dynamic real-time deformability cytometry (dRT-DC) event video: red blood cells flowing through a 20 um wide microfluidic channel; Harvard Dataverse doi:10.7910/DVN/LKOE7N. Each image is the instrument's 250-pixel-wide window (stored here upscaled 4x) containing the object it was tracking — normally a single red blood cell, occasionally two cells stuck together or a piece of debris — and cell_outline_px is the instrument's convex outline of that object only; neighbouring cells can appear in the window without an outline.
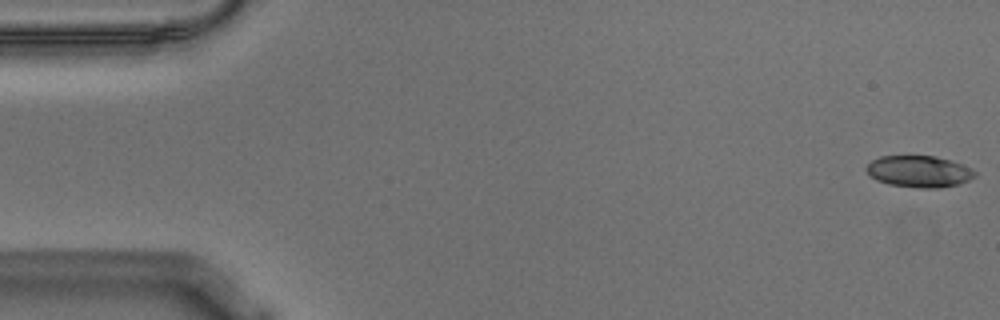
{"species": "Egyptian fruit bat (a non-hibernating species)", "species_latin": "Rousettus aegyptiacus", "temperature_condition": "warm", "stored_images_in_passage": 56, "camera_frame_rate_fps": 3000, "um_per_image_px": 0.085, "animal": {"sex": "male"}, "frame": {"image": 1, "passage_image": 1, "time_ms": 0.0, "image_size_px": [1000, 320], "cell_outline_px": [[976, 176], [968, 180], [956, 184], [936, 188], [920, 188], [888, 184], [876, 180], [864, 168], [872, 160], [880, 156], [936, 156], [952, 160], [972, 168], [976, 172]], "centroid_in_image_um": [78.12, 14.56], "position_along_channel_um": 6.9, "area_um2": 19.94}}
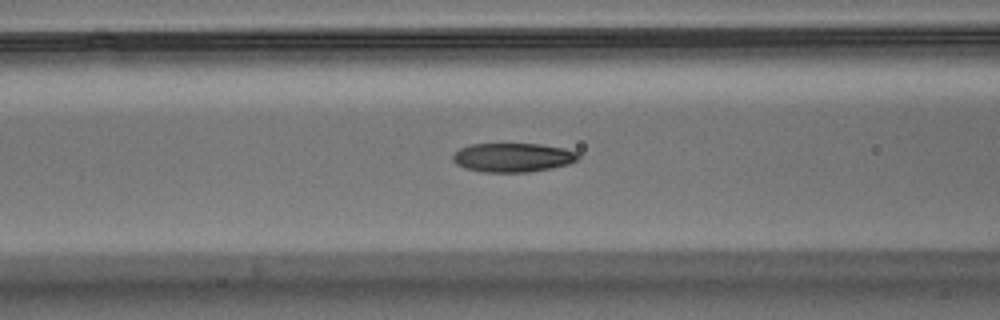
{"frame": {"image": 2, "passage_image": 22, "time_ms": 7.0, "image_size_px": [1000, 320], "cell_outline_px": [[580, 156], [576, 160], [568, 164], [552, 168], [528, 172], [484, 172], [464, 168], [456, 164], [452, 160], [452, 152], [460, 148], [472, 144], [540, 144], [564, 148], [576, 152]], "centroid_in_image_um": [43.55, 13.38], "position_along_channel_um": 123.1, "area_um2": 21.27}}
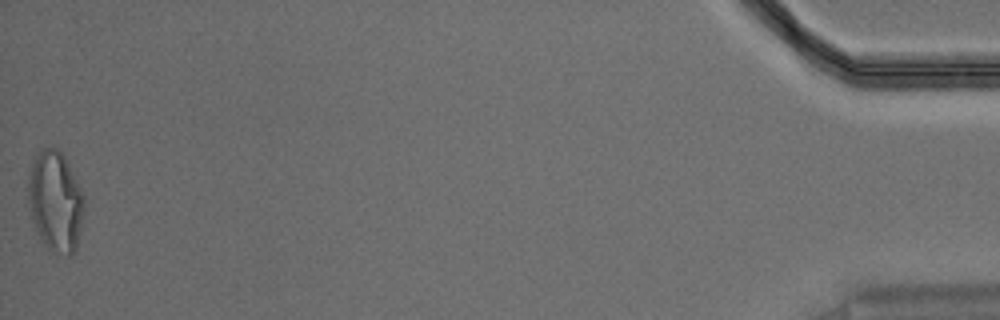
{"frame": {"image": 3, "passage_image": 56, "time_ms": 18.333, "image_size_px": [1000, 320], "cell_outline_px": [[84, 204], [80, 228], [76, 248], [72, 256], [68, 256], [52, 252], [44, 244], [32, 220], [28, 208], [28, 176], [32, 160], [36, 152], [40, 148], [56, 148], [64, 156], [80, 188], [84, 200]], "centroid_in_image_um": [4.67, 17.11], "position_along_channel_um": 430.5, "area_um2": 32.71}, "authors_computed_cell_mechanics": {"area_um2": 21.5305, "velocity_mm_per_s": 3.5841, "shape_relaxation_time_tau1_ms": null, "shape_relaxation_time_tau2_ms": 1.9959, "deformation_change_tau1": null, "deformation_change_tau2": 0.0889}}